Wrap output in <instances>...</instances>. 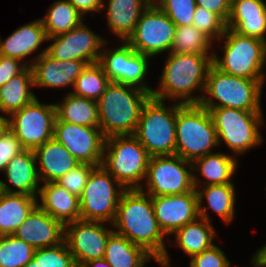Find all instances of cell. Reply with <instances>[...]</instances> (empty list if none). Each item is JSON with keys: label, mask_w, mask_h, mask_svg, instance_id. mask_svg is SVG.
<instances>
[{"label": "cell", "mask_w": 266, "mask_h": 267, "mask_svg": "<svg viewBox=\"0 0 266 267\" xmlns=\"http://www.w3.org/2000/svg\"><path fill=\"white\" fill-rule=\"evenodd\" d=\"M238 164L237 158L221 152L197 158L192 162L193 184L201 183L197 173L204 177L202 186L234 184L232 178Z\"/></svg>", "instance_id": "27"}, {"label": "cell", "mask_w": 266, "mask_h": 267, "mask_svg": "<svg viewBox=\"0 0 266 267\" xmlns=\"http://www.w3.org/2000/svg\"><path fill=\"white\" fill-rule=\"evenodd\" d=\"M111 80L99 62L87 64L75 80L72 94L97 101L105 92Z\"/></svg>", "instance_id": "34"}, {"label": "cell", "mask_w": 266, "mask_h": 267, "mask_svg": "<svg viewBox=\"0 0 266 267\" xmlns=\"http://www.w3.org/2000/svg\"><path fill=\"white\" fill-rule=\"evenodd\" d=\"M31 66H27L20 74L12 77L0 87V113L10 116L13 112L22 109L32 102L36 95Z\"/></svg>", "instance_id": "29"}, {"label": "cell", "mask_w": 266, "mask_h": 267, "mask_svg": "<svg viewBox=\"0 0 266 267\" xmlns=\"http://www.w3.org/2000/svg\"><path fill=\"white\" fill-rule=\"evenodd\" d=\"M113 231L144 248L162 267H171L165 235L154 213L151 196L140 189H126L119 200Z\"/></svg>", "instance_id": "1"}, {"label": "cell", "mask_w": 266, "mask_h": 267, "mask_svg": "<svg viewBox=\"0 0 266 267\" xmlns=\"http://www.w3.org/2000/svg\"><path fill=\"white\" fill-rule=\"evenodd\" d=\"M104 222L77 220L65 224L64 240L77 267L104 258L107 240L114 232Z\"/></svg>", "instance_id": "16"}, {"label": "cell", "mask_w": 266, "mask_h": 267, "mask_svg": "<svg viewBox=\"0 0 266 267\" xmlns=\"http://www.w3.org/2000/svg\"><path fill=\"white\" fill-rule=\"evenodd\" d=\"M175 129L176 154L191 163L219 146L212 117L200 104L177 102Z\"/></svg>", "instance_id": "5"}, {"label": "cell", "mask_w": 266, "mask_h": 267, "mask_svg": "<svg viewBox=\"0 0 266 267\" xmlns=\"http://www.w3.org/2000/svg\"><path fill=\"white\" fill-rule=\"evenodd\" d=\"M252 258H266V244H264L262 248L257 250Z\"/></svg>", "instance_id": "51"}, {"label": "cell", "mask_w": 266, "mask_h": 267, "mask_svg": "<svg viewBox=\"0 0 266 267\" xmlns=\"http://www.w3.org/2000/svg\"><path fill=\"white\" fill-rule=\"evenodd\" d=\"M46 46V53L58 60H78L87 64L99 62L101 52L106 40L100 35H96L85 23H81L72 30L49 37L51 41Z\"/></svg>", "instance_id": "17"}, {"label": "cell", "mask_w": 266, "mask_h": 267, "mask_svg": "<svg viewBox=\"0 0 266 267\" xmlns=\"http://www.w3.org/2000/svg\"><path fill=\"white\" fill-rule=\"evenodd\" d=\"M24 267H77L65 242L35 249L33 258Z\"/></svg>", "instance_id": "37"}, {"label": "cell", "mask_w": 266, "mask_h": 267, "mask_svg": "<svg viewBox=\"0 0 266 267\" xmlns=\"http://www.w3.org/2000/svg\"><path fill=\"white\" fill-rule=\"evenodd\" d=\"M80 13L85 16L87 13L100 12L104 0H68Z\"/></svg>", "instance_id": "47"}, {"label": "cell", "mask_w": 266, "mask_h": 267, "mask_svg": "<svg viewBox=\"0 0 266 267\" xmlns=\"http://www.w3.org/2000/svg\"><path fill=\"white\" fill-rule=\"evenodd\" d=\"M211 223L198 217L195 221L178 229L174 233L176 242L174 244L168 243V246H179L190 258L203 252L214 245V238L217 237Z\"/></svg>", "instance_id": "30"}, {"label": "cell", "mask_w": 266, "mask_h": 267, "mask_svg": "<svg viewBox=\"0 0 266 267\" xmlns=\"http://www.w3.org/2000/svg\"><path fill=\"white\" fill-rule=\"evenodd\" d=\"M48 37L41 19L31 21L14 30L5 40L0 38V55L20 59L29 66L28 56L38 51ZM24 59V61H23ZM26 59V61H25Z\"/></svg>", "instance_id": "23"}, {"label": "cell", "mask_w": 266, "mask_h": 267, "mask_svg": "<svg viewBox=\"0 0 266 267\" xmlns=\"http://www.w3.org/2000/svg\"><path fill=\"white\" fill-rule=\"evenodd\" d=\"M83 17L68 0H56L41 21L49 38L77 27L83 22Z\"/></svg>", "instance_id": "33"}, {"label": "cell", "mask_w": 266, "mask_h": 267, "mask_svg": "<svg viewBox=\"0 0 266 267\" xmlns=\"http://www.w3.org/2000/svg\"><path fill=\"white\" fill-rule=\"evenodd\" d=\"M265 80L233 76L220 71L212 64L199 104L204 108L226 107L243 111H262L260 99Z\"/></svg>", "instance_id": "4"}, {"label": "cell", "mask_w": 266, "mask_h": 267, "mask_svg": "<svg viewBox=\"0 0 266 267\" xmlns=\"http://www.w3.org/2000/svg\"><path fill=\"white\" fill-rule=\"evenodd\" d=\"M145 179L146 188L140 190L151 197L180 195L195 189L192 163L177 154L151 156Z\"/></svg>", "instance_id": "11"}, {"label": "cell", "mask_w": 266, "mask_h": 267, "mask_svg": "<svg viewBox=\"0 0 266 267\" xmlns=\"http://www.w3.org/2000/svg\"><path fill=\"white\" fill-rule=\"evenodd\" d=\"M150 157L133 134L105 138L102 166L125 189L143 187Z\"/></svg>", "instance_id": "6"}, {"label": "cell", "mask_w": 266, "mask_h": 267, "mask_svg": "<svg viewBox=\"0 0 266 267\" xmlns=\"http://www.w3.org/2000/svg\"><path fill=\"white\" fill-rule=\"evenodd\" d=\"M198 30L212 41H218L226 30V22L218 15L197 6L193 16V23Z\"/></svg>", "instance_id": "39"}, {"label": "cell", "mask_w": 266, "mask_h": 267, "mask_svg": "<svg viewBox=\"0 0 266 267\" xmlns=\"http://www.w3.org/2000/svg\"><path fill=\"white\" fill-rule=\"evenodd\" d=\"M38 194L40 197H37V205L54 219L64 225L80 220L79 197L71 194L56 182L44 183Z\"/></svg>", "instance_id": "24"}, {"label": "cell", "mask_w": 266, "mask_h": 267, "mask_svg": "<svg viewBox=\"0 0 266 267\" xmlns=\"http://www.w3.org/2000/svg\"><path fill=\"white\" fill-rule=\"evenodd\" d=\"M223 40L224 55L220 58L213 52L212 56V64L217 69L233 76L266 79L263 70L266 65V42L240 35L229 28L218 41Z\"/></svg>", "instance_id": "7"}, {"label": "cell", "mask_w": 266, "mask_h": 267, "mask_svg": "<svg viewBox=\"0 0 266 267\" xmlns=\"http://www.w3.org/2000/svg\"><path fill=\"white\" fill-rule=\"evenodd\" d=\"M10 131L23 149L35 150L53 138L56 107L41 103L36 97L22 109L10 115Z\"/></svg>", "instance_id": "13"}, {"label": "cell", "mask_w": 266, "mask_h": 267, "mask_svg": "<svg viewBox=\"0 0 266 267\" xmlns=\"http://www.w3.org/2000/svg\"><path fill=\"white\" fill-rule=\"evenodd\" d=\"M197 6L218 14L225 22L230 15L231 0H195Z\"/></svg>", "instance_id": "46"}, {"label": "cell", "mask_w": 266, "mask_h": 267, "mask_svg": "<svg viewBox=\"0 0 266 267\" xmlns=\"http://www.w3.org/2000/svg\"><path fill=\"white\" fill-rule=\"evenodd\" d=\"M95 166L88 163H79L72 170L63 175L56 183L64 187L71 194L81 197L87 179Z\"/></svg>", "instance_id": "41"}, {"label": "cell", "mask_w": 266, "mask_h": 267, "mask_svg": "<svg viewBox=\"0 0 266 267\" xmlns=\"http://www.w3.org/2000/svg\"><path fill=\"white\" fill-rule=\"evenodd\" d=\"M35 248L14 235L0 236V267H24Z\"/></svg>", "instance_id": "36"}, {"label": "cell", "mask_w": 266, "mask_h": 267, "mask_svg": "<svg viewBox=\"0 0 266 267\" xmlns=\"http://www.w3.org/2000/svg\"><path fill=\"white\" fill-rule=\"evenodd\" d=\"M53 138L61 143L79 163L102 165L105 136L99 126H80L55 121Z\"/></svg>", "instance_id": "15"}, {"label": "cell", "mask_w": 266, "mask_h": 267, "mask_svg": "<svg viewBox=\"0 0 266 267\" xmlns=\"http://www.w3.org/2000/svg\"><path fill=\"white\" fill-rule=\"evenodd\" d=\"M13 235L35 249L51 247L64 241L65 225L37 205Z\"/></svg>", "instance_id": "20"}, {"label": "cell", "mask_w": 266, "mask_h": 267, "mask_svg": "<svg viewBox=\"0 0 266 267\" xmlns=\"http://www.w3.org/2000/svg\"><path fill=\"white\" fill-rule=\"evenodd\" d=\"M55 121H64L80 126H99L97 101L66 94L61 104H55Z\"/></svg>", "instance_id": "32"}, {"label": "cell", "mask_w": 266, "mask_h": 267, "mask_svg": "<svg viewBox=\"0 0 266 267\" xmlns=\"http://www.w3.org/2000/svg\"><path fill=\"white\" fill-rule=\"evenodd\" d=\"M213 54L168 53L157 90L152 97L165 101L172 99L181 104H199L202 100L206 78L212 65ZM200 89V90H199ZM200 96H194V91Z\"/></svg>", "instance_id": "2"}, {"label": "cell", "mask_w": 266, "mask_h": 267, "mask_svg": "<svg viewBox=\"0 0 266 267\" xmlns=\"http://www.w3.org/2000/svg\"><path fill=\"white\" fill-rule=\"evenodd\" d=\"M251 264L254 267H266V258H251Z\"/></svg>", "instance_id": "50"}, {"label": "cell", "mask_w": 266, "mask_h": 267, "mask_svg": "<svg viewBox=\"0 0 266 267\" xmlns=\"http://www.w3.org/2000/svg\"><path fill=\"white\" fill-rule=\"evenodd\" d=\"M22 150L20 141L11 131L0 139V171H4L8 162Z\"/></svg>", "instance_id": "44"}, {"label": "cell", "mask_w": 266, "mask_h": 267, "mask_svg": "<svg viewBox=\"0 0 266 267\" xmlns=\"http://www.w3.org/2000/svg\"><path fill=\"white\" fill-rule=\"evenodd\" d=\"M151 201L158 225L166 237L199 217L196 189L180 195L151 197Z\"/></svg>", "instance_id": "18"}, {"label": "cell", "mask_w": 266, "mask_h": 267, "mask_svg": "<svg viewBox=\"0 0 266 267\" xmlns=\"http://www.w3.org/2000/svg\"><path fill=\"white\" fill-rule=\"evenodd\" d=\"M37 198L25 194H0V236L13 235L37 206Z\"/></svg>", "instance_id": "28"}, {"label": "cell", "mask_w": 266, "mask_h": 267, "mask_svg": "<svg viewBox=\"0 0 266 267\" xmlns=\"http://www.w3.org/2000/svg\"><path fill=\"white\" fill-rule=\"evenodd\" d=\"M198 196L199 217L210 221L207 209H212L226 224H230L235 216V187L234 184L208 185L193 184ZM201 188V190H200ZM200 190V191H199ZM207 206H202V200Z\"/></svg>", "instance_id": "26"}, {"label": "cell", "mask_w": 266, "mask_h": 267, "mask_svg": "<svg viewBox=\"0 0 266 267\" xmlns=\"http://www.w3.org/2000/svg\"><path fill=\"white\" fill-rule=\"evenodd\" d=\"M213 42L194 25L176 26L170 53L213 54Z\"/></svg>", "instance_id": "35"}, {"label": "cell", "mask_w": 266, "mask_h": 267, "mask_svg": "<svg viewBox=\"0 0 266 267\" xmlns=\"http://www.w3.org/2000/svg\"><path fill=\"white\" fill-rule=\"evenodd\" d=\"M125 190L102 165L95 166L79 198L80 220L110 222L112 226Z\"/></svg>", "instance_id": "10"}, {"label": "cell", "mask_w": 266, "mask_h": 267, "mask_svg": "<svg viewBox=\"0 0 266 267\" xmlns=\"http://www.w3.org/2000/svg\"><path fill=\"white\" fill-rule=\"evenodd\" d=\"M190 267H231L224 251L216 244L191 257Z\"/></svg>", "instance_id": "42"}, {"label": "cell", "mask_w": 266, "mask_h": 267, "mask_svg": "<svg viewBox=\"0 0 266 267\" xmlns=\"http://www.w3.org/2000/svg\"><path fill=\"white\" fill-rule=\"evenodd\" d=\"M37 161L33 150L23 149L15 155L4 169L6 182L1 180V189L7 193L25 194L38 197L41 183ZM12 184L15 189L8 186ZM17 189V190H16Z\"/></svg>", "instance_id": "21"}, {"label": "cell", "mask_w": 266, "mask_h": 267, "mask_svg": "<svg viewBox=\"0 0 266 267\" xmlns=\"http://www.w3.org/2000/svg\"><path fill=\"white\" fill-rule=\"evenodd\" d=\"M265 3L264 0H231L228 19L266 15Z\"/></svg>", "instance_id": "43"}, {"label": "cell", "mask_w": 266, "mask_h": 267, "mask_svg": "<svg viewBox=\"0 0 266 267\" xmlns=\"http://www.w3.org/2000/svg\"><path fill=\"white\" fill-rule=\"evenodd\" d=\"M38 174L43 183L57 182L79 162L54 138L34 150Z\"/></svg>", "instance_id": "22"}, {"label": "cell", "mask_w": 266, "mask_h": 267, "mask_svg": "<svg viewBox=\"0 0 266 267\" xmlns=\"http://www.w3.org/2000/svg\"><path fill=\"white\" fill-rule=\"evenodd\" d=\"M151 96L139 87L111 81L97 100L99 128L105 138L134 134L141 111Z\"/></svg>", "instance_id": "3"}, {"label": "cell", "mask_w": 266, "mask_h": 267, "mask_svg": "<svg viewBox=\"0 0 266 267\" xmlns=\"http://www.w3.org/2000/svg\"><path fill=\"white\" fill-rule=\"evenodd\" d=\"M2 193V189H1V179H0V194Z\"/></svg>", "instance_id": "52"}, {"label": "cell", "mask_w": 266, "mask_h": 267, "mask_svg": "<svg viewBox=\"0 0 266 267\" xmlns=\"http://www.w3.org/2000/svg\"><path fill=\"white\" fill-rule=\"evenodd\" d=\"M176 102L150 97L133 134L150 156L176 154Z\"/></svg>", "instance_id": "8"}, {"label": "cell", "mask_w": 266, "mask_h": 267, "mask_svg": "<svg viewBox=\"0 0 266 267\" xmlns=\"http://www.w3.org/2000/svg\"><path fill=\"white\" fill-rule=\"evenodd\" d=\"M206 109L212 117L219 146L224 142L238 156L262 143L263 136L259 132L264 124L262 111L226 107Z\"/></svg>", "instance_id": "9"}, {"label": "cell", "mask_w": 266, "mask_h": 267, "mask_svg": "<svg viewBox=\"0 0 266 267\" xmlns=\"http://www.w3.org/2000/svg\"><path fill=\"white\" fill-rule=\"evenodd\" d=\"M10 131V120L0 115V139L6 136Z\"/></svg>", "instance_id": "48"}, {"label": "cell", "mask_w": 266, "mask_h": 267, "mask_svg": "<svg viewBox=\"0 0 266 267\" xmlns=\"http://www.w3.org/2000/svg\"><path fill=\"white\" fill-rule=\"evenodd\" d=\"M34 58L29 60L34 87H73L75 80L87 65L85 61L54 59L46 53V48Z\"/></svg>", "instance_id": "19"}, {"label": "cell", "mask_w": 266, "mask_h": 267, "mask_svg": "<svg viewBox=\"0 0 266 267\" xmlns=\"http://www.w3.org/2000/svg\"><path fill=\"white\" fill-rule=\"evenodd\" d=\"M150 59V56L134 51L125 41H121V45L113 50L105 49L104 45L99 63L111 81L133 85L152 93L153 89L145 81Z\"/></svg>", "instance_id": "14"}, {"label": "cell", "mask_w": 266, "mask_h": 267, "mask_svg": "<svg viewBox=\"0 0 266 267\" xmlns=\"http://www.w3.org/2000/svg\"><path fill=\"white\" fill-rule=\"evenodd\" d=\"M175 32L176 25L152 1L125 42L134 51L154 57L165 51L170 53Z\"/></svg>", "instance_id": "12"}, {"label": "cell", "mask_w": 266, "mask_h": 267, "mask_svg": "<svg viewBox=\"0 0 266 267\" xmlns=\"http://www.w3.org/2000/svg\"><path fill=\"white\" fill-rule=\"evenodd\" d=\"M152 258L144 248L115 232L107 240L104 259L112 267H145Z\"/></svg>", "instance_id": "31"}, {"label": "cell", "mask_w": 266, "mask_h": 267, "mask_svg": "<svg viewBox=\"0 0 266 267\" xmlns=\"http://www.w3.org/2000/svg\"><path fill=\"white\" fill-rule=\"evenodd\" d=\"M80 267H112L104 258L83 263Z\"/></svg>", "instance_id": "49"}, {"label": "cell", "mask_w": 266, "mask_h": 267, "mask_svg": "<svg viewBox=\"0 0 266 267\" xmlns=\"http://www.w3.org/2000/svg\"><path fill=\"white\" fill-rule=\"evenodd\" d=\"M102 10L107 9L108 27L121 41H126L134 32L135 26L152 0H107ZM107 7H106V6Z\"/></svg>", "instance_id": "25"}, {"label": "cell", "mask_w": 266, "mask_h": 267, "mask_svg": "<svg viewBox=\"0 0 266 267\" xmlns=\"http://www.w3.org/2000/svg\"><path fill=\"white\" fill-rule=\"evenodd\" d=\"M176 26L192 25L197 4L195 0L153 1Z\"/></svg>", "instance_id": "38"}, {"label": "cell", "mask_w": 266, "mask_h": 267, "mask_svg": "<svg viewBox=\"0 0 266 267\" xmlns=\"http://www.w3.org/2000/svg\"><path fill=\"white\" fill-rule=\"evenodd\" d=\"M226 27L240 35L266 42V15L228 19Z\"/></svg>", "instance_id": "40"}, {"label": "cell", "mask_w": 266, "mask_h": 267, "mask_svg": "<svg viewBox=\"0 0 266 267\" xmlns=\"http://www.w3.org/2000/svg\"><path fill=\"white\" fill-rule=\"evenodd\" d=\"M27 65L20 59L0 55V87L12 77L20 74Z\"/></svg>", "instance_id": "45"}]
</instances>
